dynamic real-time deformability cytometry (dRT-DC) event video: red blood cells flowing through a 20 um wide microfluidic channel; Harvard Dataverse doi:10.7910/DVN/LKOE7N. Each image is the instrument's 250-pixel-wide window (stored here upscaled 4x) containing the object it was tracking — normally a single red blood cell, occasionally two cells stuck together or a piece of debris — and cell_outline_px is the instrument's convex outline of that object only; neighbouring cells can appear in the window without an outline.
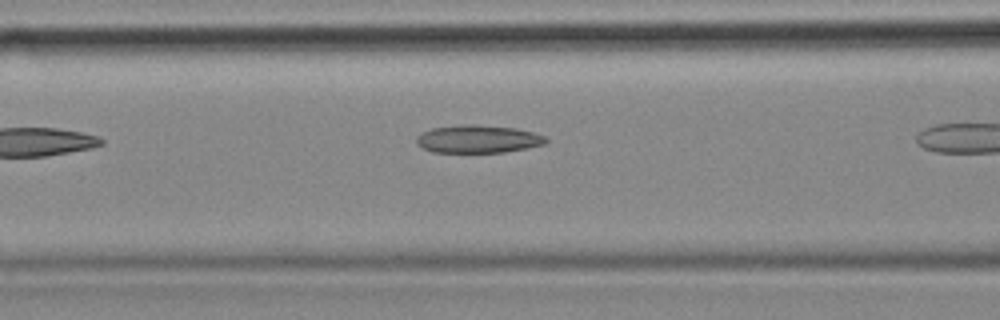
{"species": "common noctule bat (a hibernating species)", "species_latin": "Nyctalus noctula", "temperature_condition": "cold", "stored_images_in_passage": 7, "camera_frame_rate_fps": 3000, "um_per_image_px": 0.085, "animal": {"sex": "female", "body_mass_g": 18.4}, "frame": {"image": 1, "passage_image": 3, "time_ms": 0.667, "image_size_px": [1000, 320], "cell_outline_px": [[548, 140], [544, 144], [528, 148], [504, 152], [432, 152], [416, 144], [416, 136], [432, 128], [460, 124], [476, 124], [516, 128], [532, 132], [544, 136]], "centroid_in_image_um": [40.62, 11.81], "position_along_channel_um": 126.0, "area_um2": 21.04}}